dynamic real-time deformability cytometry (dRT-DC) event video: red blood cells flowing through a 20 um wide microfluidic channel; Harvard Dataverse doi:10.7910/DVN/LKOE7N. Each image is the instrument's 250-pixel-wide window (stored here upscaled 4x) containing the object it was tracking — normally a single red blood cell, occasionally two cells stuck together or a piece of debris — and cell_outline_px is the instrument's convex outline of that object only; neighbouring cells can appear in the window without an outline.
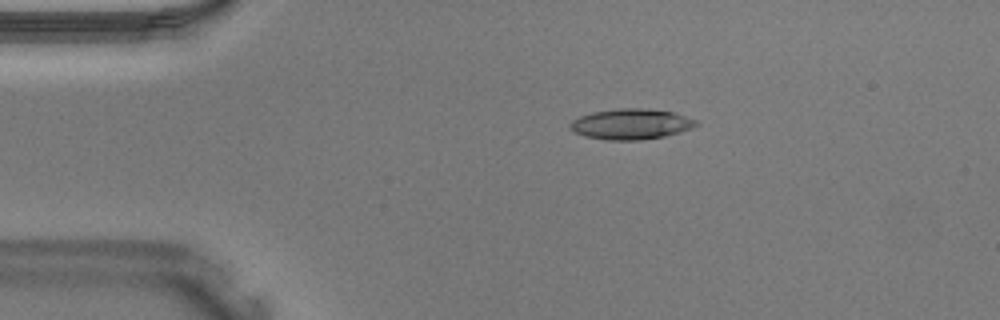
{"species": "Egyptian fruit bat (a non-hibernating species)", "species_latin": "Rousettus aegyptiacus", "temperature_condition": "warm", "stored_images_in_passage": 5, "camera_frame_rate_fps": 3000, "um_per_image_px": 0.085, "animal": {"sex": "male"}, "frame": {"image": 1, "passage_image": 1, "time_ms": 0.0, "image_size_px": [1000, 320], "cell_outline_px": [[700, 124], [692, 128], [680, 132], [664, 136], [640, 140], [608, 140], [584, 136], [568, 128], [568, 124], [572, 120], [580, 116], [592, 112], [616, 108], [648, 108], [672, 112], [696, 120]], "centroid_in_image_um": [53.62, 10.54], "position_along_channel_um": 31.4, "area_um2": 22.54}}